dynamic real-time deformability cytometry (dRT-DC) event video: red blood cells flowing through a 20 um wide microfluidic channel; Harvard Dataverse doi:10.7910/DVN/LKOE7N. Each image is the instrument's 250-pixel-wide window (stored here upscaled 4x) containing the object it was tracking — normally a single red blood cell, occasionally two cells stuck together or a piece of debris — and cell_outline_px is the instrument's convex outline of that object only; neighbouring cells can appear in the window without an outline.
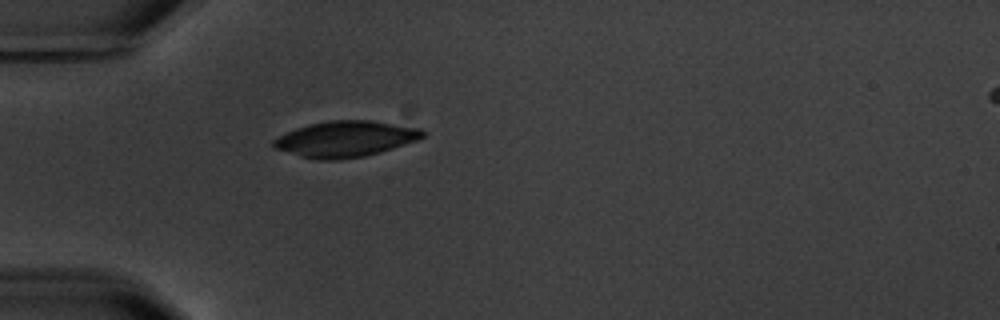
{"species": "common noctule bat (a hibernating species)", "species_latin": "Nyctalus noctula", "temperature_condition": "warm", "stored_images_in_passage": 2, "segment_of_instrument_passage": [1, 2], "camera_frame_rate_fps": 3000, "um_per_image_px": 0.085, "animal": {"sex": "male", "body_mass_g": 20.1, "forearm_length_mm": 53.5}, "frame": {"image": 1, "passage_image": 1, "time_ms": 0.0, "image_size_px": [1000, 320], "cell_outline_px": [[424, 136], [416, 140], [380, 152], [364, 156], [340, 160], [316, 160], [300, 156], [272, 148], [272, 140], [296, 128], [308, 124], [328, 120], [372, 120], [424, 128]], "centroid_in_image_um": [29.35, 11.81], "position_along_channel_um": 55.6, "area_um2": 31.39}}